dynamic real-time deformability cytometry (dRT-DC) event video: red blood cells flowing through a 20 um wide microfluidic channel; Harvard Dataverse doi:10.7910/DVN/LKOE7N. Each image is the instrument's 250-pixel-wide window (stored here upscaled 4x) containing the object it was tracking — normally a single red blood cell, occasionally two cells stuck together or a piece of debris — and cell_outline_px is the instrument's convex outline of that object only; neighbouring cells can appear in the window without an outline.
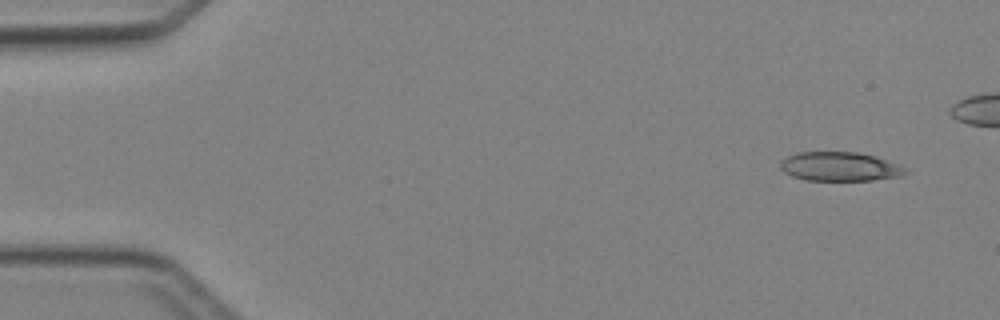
{"species": "Egyptian fruit bat (a non-hibernating species)", "species_latin": "Rousettus aegyptiacus", "temperature_condition": "cold", "stored_images_in_passage": 5, "camera_frame_rate_fps": 3000, "um_per_image_px": 0.085, "animal": {"sex": "female"}, "frame": {"image": 1, "passage_image": 1, "time_ms": 0.0, "image_size_px": [1000, 320], "cell_outline_px": [[912, 172], [900, 176], [872, 180], [804, 180], [792, 176], [784, 172], [780, 168], [780, 160], [796, 152], [856, 152], [876, 156], [908, 168]], "centroid_in_image_um": [71.4, 14.16], "position_along_channel_um": 13.6, "area_um2": 21.39}}